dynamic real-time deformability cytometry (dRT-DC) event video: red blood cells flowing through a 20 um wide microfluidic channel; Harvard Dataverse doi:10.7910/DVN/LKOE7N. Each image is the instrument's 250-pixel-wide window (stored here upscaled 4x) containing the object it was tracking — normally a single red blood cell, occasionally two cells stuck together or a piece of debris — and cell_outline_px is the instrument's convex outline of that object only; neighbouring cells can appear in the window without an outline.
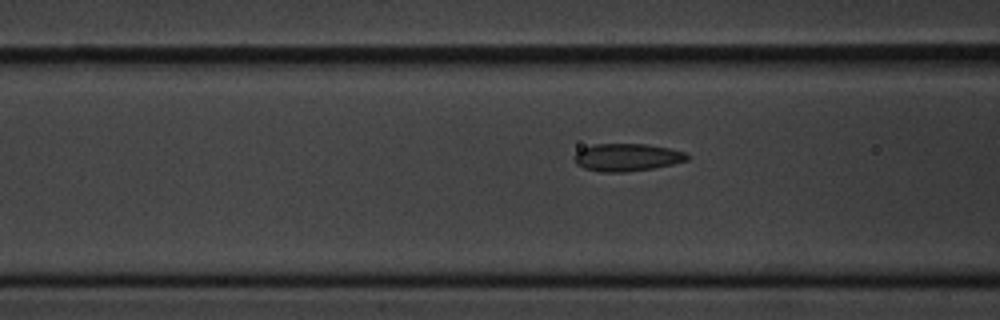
{"species": "common noctule bat (a hibernating species)", "species_latin": "Nyctalus noctula", "temperature_condition": "cold", "stored_images_in_passage": 6, "segment_of_instrument_passage": [2, 2], "camera_frame_rate_fps": 3000, "um_per_image_px": 0.085, "animal": {"sex": "male", "body_mass_g": 20.1, "forearm_length_mm": 53.5}, "frame": {"image": 1, "passage_image": 6, "time_ms": 5.667, "image_size_px": [1000, 320], "cell_outline_px": [[688, 160], [672, 164], [652, 168], [624, 172], [600, 172], [584, 168], [576, 164], [572, 156], [576, 152], [592, 144], [644, 144], [668, 148], [684, 152], [688, 156]], "centroid_in_image_um": [53.24, 13.37], "position_along_channel_um": 113.4, "area_um2": 18.03}}